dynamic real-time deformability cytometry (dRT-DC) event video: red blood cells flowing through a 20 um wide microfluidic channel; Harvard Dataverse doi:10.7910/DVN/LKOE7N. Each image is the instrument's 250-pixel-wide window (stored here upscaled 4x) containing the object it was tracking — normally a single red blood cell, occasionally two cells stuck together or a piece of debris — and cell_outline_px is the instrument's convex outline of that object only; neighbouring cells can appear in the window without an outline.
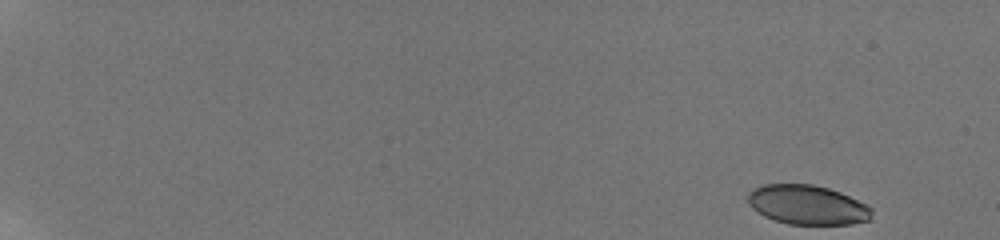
{"species": "human", "species_latin": "Homo sapiens", "temperature_condition": "room temperature", "stored_images_in_passage": 33, "camera_frame_rate_fps": 3000, "um_per_image_px": 0.085, "donor": {"sex": "male"}, "frame": {"image": 1, "passage_image": 1, "time_ms": 0.0, "image_size_px": [1000, 240], "cell_outline_px": [[872, 220], [852, 224], [788, 224], [764, 216], [752, 208], [748, 204], [748, 192], [752, 188], [764, 184], [812, 184], [828, 188], [840, 192], [868, 204], [872, 208]], "centroid_in_image_um": [68.65, 17.41], "position_along_channel_um": 16.4, "area_um2": 28.73}}
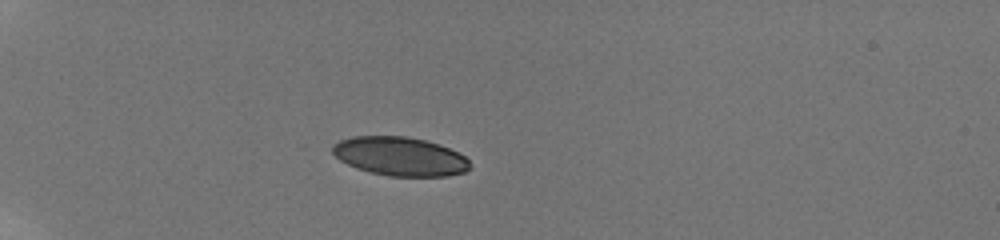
{"frame": {"image": 2, "passage_image": 26, "time_ms": 5.0, "image_size_px": [1000, 240], "cell_outline_px": [[468, 168], [464, 172], [448, 176], [388, 176], [356, 168], [340, 160], [332, 152], [332, 144], [340, 140], [352, 136], [408, 136], [440, 144], [464, 156], [468, 160]], "centroid_in_image_um": [33.96, 13.28], "position_along_channel_um": 51.0, "area_um2": 30.92}}